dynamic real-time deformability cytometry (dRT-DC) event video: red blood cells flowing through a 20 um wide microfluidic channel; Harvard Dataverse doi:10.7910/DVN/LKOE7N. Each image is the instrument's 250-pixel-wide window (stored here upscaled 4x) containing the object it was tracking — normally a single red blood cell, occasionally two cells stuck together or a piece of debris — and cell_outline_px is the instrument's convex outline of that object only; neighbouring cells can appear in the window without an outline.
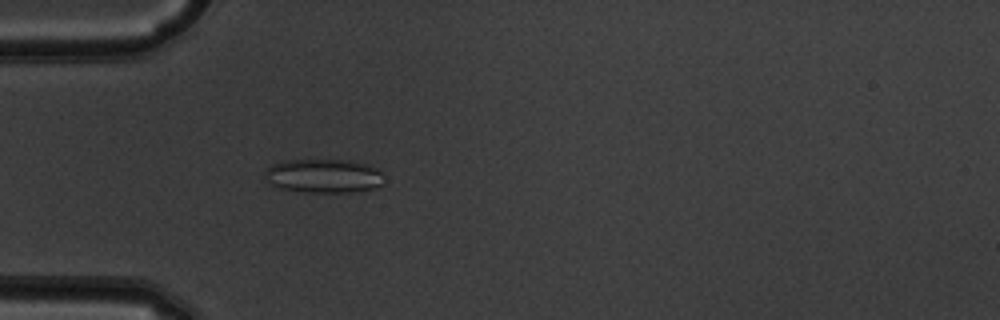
{"species": "common noctule bat (a hibernating species)", "species_latin": "Nyctalus noctula", "temperature_condition": "warm", "stored_images_in_passage": 50, "camera_frame_rate_fps": 3000, "um_per_image_px": 0.085, "animal": {"sex": "male", "body_mass_g": 19.5, "forearm_length_mm": 54.6}, "frame": {"image": 1, "passage_image": 15, "time_ms": 4.667, "image_size_px": [1000, 320], "cell_outline_px": [[384, 184], [372, 188], [348, 192], [304, 192], [280, 188], [272, 184], [264, 176], [264, 172], [272, 164], [284, 160], [352, 160], [376, 168], [380, 172]], "centroid_in_image_um": [27.48, 14.94], "position_along_channel_um": 57.5, "area_um2": 23.35}}
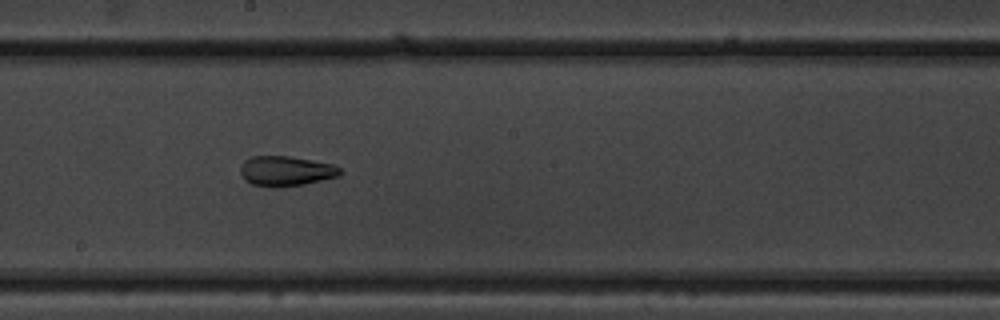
{"frame": {"image": 2, "passage_image": 28, "time_ms": 9.0, "image_size_px": [1000, 320], "cell_outline_px": [[344, 172], [340, 176], [304, 184], [272, 188], [252, 184], [240, 172], [240, 168], [244, 160], [252, 156], [288, 156], [332, 164], [340, 168]], "centroid_in_image_um": [24.33, 14.54], "position_along_channel_um": 223.9, "area_um2": 17.34}}
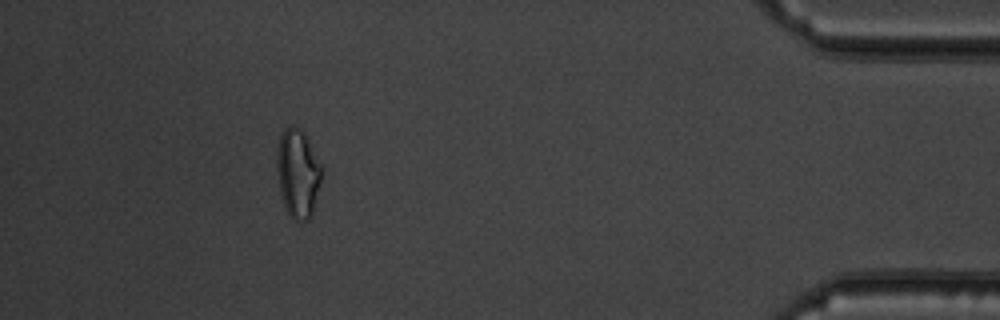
{"frame": {"image": 3, "passage_image": 46, "time_ms": 15.0, "image_size_px": [1000, 320], "cell_outline_px": [[324, 168], [312, 216], [308, 220], [292, 220], [288, 216], [280, 192], [276, 168], [276, 152], [280, 136], [284, 128], [292, 124], [300, 128], [304, 132]], "centroid_in_image_um": [25.32, 14.72], "position_along_channel_um": 409.9, "area_um2": 23.7}, "authors_computed_cell_mechanics": {"area_um2": 21.5594, "velocity_mm_per_s": 3.9749, "shape_relaxation_time_tau1_ms": null, "shape_relaxation_time_tau2_ms": 1.7474, "deformation_change_tau1": null, "deformation_change_tau2": 0.0944}}